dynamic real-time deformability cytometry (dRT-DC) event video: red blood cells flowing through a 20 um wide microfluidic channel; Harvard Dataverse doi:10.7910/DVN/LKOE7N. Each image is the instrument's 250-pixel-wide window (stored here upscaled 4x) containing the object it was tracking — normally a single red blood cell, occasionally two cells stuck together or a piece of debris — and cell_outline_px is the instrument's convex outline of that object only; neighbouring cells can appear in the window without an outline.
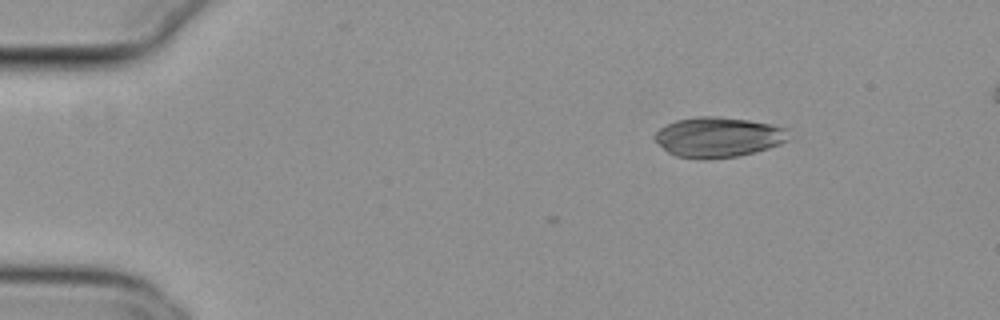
{"species": "common noctule bat (a hibernating species)", "species_latin": "Nyctalus noctula", "temperature_condition": "cold", "stored_images_in_passage": 6, "camera_frame_rate_fps": 3000, "um_per_image_px": 0.085, "animal": {"sex": "female", "body_mass_g": 29.2, "forearm_length_mm": 56.3}, "frame": {"image": 1, "passage_image": 6, "time_ms": 1.667, "image_size_px": [1000, 320], "cell_outline_px": [[788, 140], [780, 144], [756, 152], [736, 156], [676, 156], [668, 152], [652, 136], [660, 128], [676, 120], [696, 116], [716, 116], [748, 120], [772, 124], [788, 128]], "centroid_in_image_um": [61.09, 11.61], "position_along_channel_um": 23.9, "area_um2": 30.52}}